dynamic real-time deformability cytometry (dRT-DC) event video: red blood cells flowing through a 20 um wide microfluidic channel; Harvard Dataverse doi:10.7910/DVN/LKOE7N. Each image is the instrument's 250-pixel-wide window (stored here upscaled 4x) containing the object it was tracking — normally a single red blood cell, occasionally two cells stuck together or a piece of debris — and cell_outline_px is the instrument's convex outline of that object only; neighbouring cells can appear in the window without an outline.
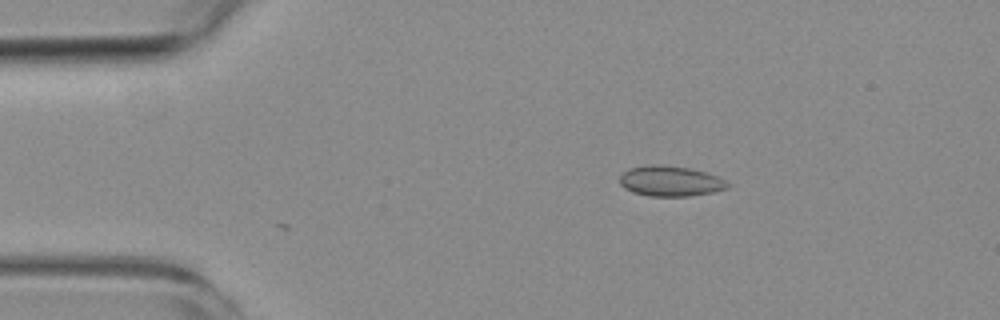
{"species": "common noctule bat (a hibernating species)", "species_latin": "Nyctalus noctula", "temperature_condition": "room temperature", "stored_images_in_passage": 3, "camera_frame_rate_fps": 3000, "um_per_image_px": 0.085, "animal": {"sex": "female", "body_mass_g": 19.3, "forearm_length_mm": 54.1}, "frame": {"image": 1, "passage_image": 3, "time_ms": 2.333, "image_size_px": [1000, 320], "cell_outline_px": [[728, 188], [712, 192], [688, 196], [648, 196], [632, 192], [624, 188], [620, 184], [620, 176], [628, 168], [652, 164], [660, 164], [692, 168], [716, 176], [724, 180], [728, 184]], "centroid_in_image_um": [56.94, 15.39], "position_along_channel_um": 28.1, "area_um2": 19.07}}